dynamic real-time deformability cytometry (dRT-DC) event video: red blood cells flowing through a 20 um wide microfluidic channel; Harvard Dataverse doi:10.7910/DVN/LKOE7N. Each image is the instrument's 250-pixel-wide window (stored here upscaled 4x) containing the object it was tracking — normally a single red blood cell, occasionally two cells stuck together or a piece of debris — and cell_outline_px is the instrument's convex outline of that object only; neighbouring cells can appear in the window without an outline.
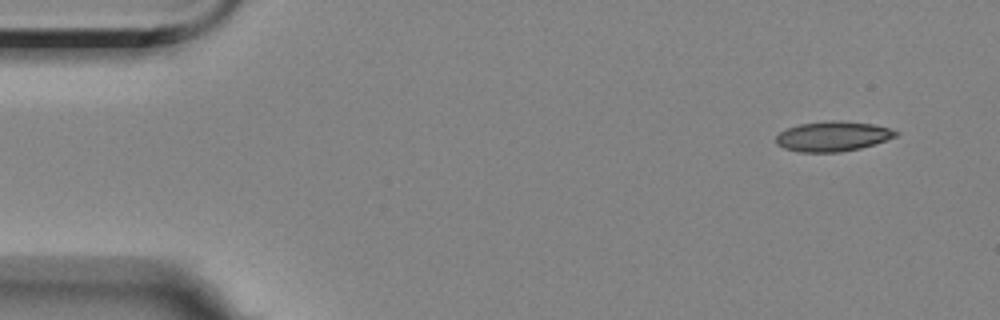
{"species": "Egyptian fruit bat (a non-hibernating species)", "species_latin": "Rousettus aegyptiacus", "temperature_condition": "room temperature", "stored_images_in_passage": 5, "segment_of_instrument_passage": [2, 2], "camera_frame_rate_fps": 3000, "um_per_image_px": 0.085, "animal": {"sex": "female"}, "frame": {"image": 1, "passage_image": 5, "time_ms": 5.333, "image_size_px": [1000, 320], "cell_outline_px": [[900, 132], [896, 136], [860, 148], [840, 152], [796, 152], [784, 148], [776, 144], [776, 136], [780, 132], [788, 128], [800, 124], [828, 120], [840, 120], [872, 124], [888, 128]], "centroid_in_image_um": [70.74, 11.58], "position_along_channel_um": 14.3, "area_um2": 20.81}}